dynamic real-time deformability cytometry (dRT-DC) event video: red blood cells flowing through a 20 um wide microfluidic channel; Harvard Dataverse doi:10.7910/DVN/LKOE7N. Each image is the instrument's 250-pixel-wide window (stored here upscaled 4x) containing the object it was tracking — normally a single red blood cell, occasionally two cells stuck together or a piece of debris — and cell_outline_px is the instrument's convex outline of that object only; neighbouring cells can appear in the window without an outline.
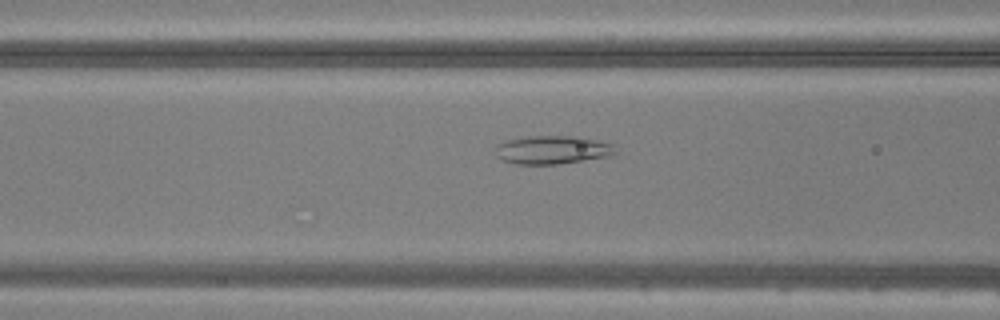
{"species": "common noctule bat (a hibernating species)", "species_latin": "Nyctalus noctula", "temperature_condition": "warm", "stored_images_in_passage": 48, "camera_frame_rate_fps": 3000, "um_per_image_px": 0.085, "animal": {"sex": "male", "body_mass_g": 20.5, "forearm_length_mm": 52.5}, "frame": {"image": 1, "passage_image": 20, "time_ms": 6.333, "image_size_px": [1000, 320], "cell_outline_px": [[616, 156], [556, 164], [516, 164], [504, 160], [496, 156], [496, 144], [508, 140], [528, 136], [576, 136], [616, 144]], "centroid_in_image_um": [47.03, 12.74], "position_along_channel_um": 119.6, "area_um2": 20.06}}
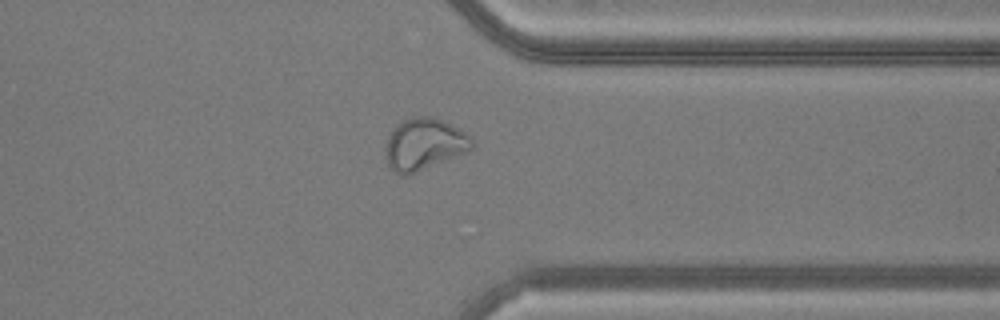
{"frame": {"image": 2, "passage_image": 38, "time_ms": 12.333, "image_size_px": [1000, 320], "cell_outline_px": [[476, 144], [472, 148], [464, 152], [408, 176], [400, 176], [388, 168], [384, 148], [388, 136], [392, 128], [400, 120], [412, 116], [432, 116], [472, 136]], "centroid_in_image_um": [35.99, 12.26], "position_along_channel_um": 375.4, "area_um2": 26.36}}
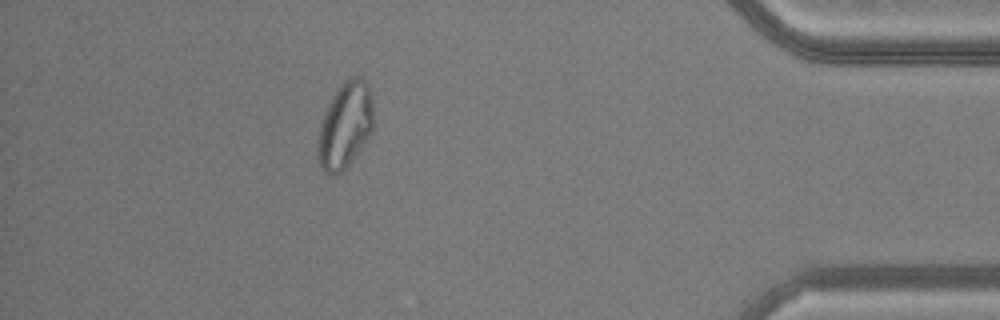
{"frame": {"image": 3, "passage_image": 43, "time_ms": 14.0, "image_size_px": [1000, 320], "cell_outline_px": [[372, 132], [348, 164], [336, 176], [328, 176], [324, 172], [316, 156], [316, 148], [320, 124], [324, 112], [336, 88], [344, 80], [352, 76], [360, 76], [368, 84], [372, 100]], "centroid_in_image_um": [29.29, 10.65], "position_along_channel_um": 405.9, "area_um2": 28.03}}